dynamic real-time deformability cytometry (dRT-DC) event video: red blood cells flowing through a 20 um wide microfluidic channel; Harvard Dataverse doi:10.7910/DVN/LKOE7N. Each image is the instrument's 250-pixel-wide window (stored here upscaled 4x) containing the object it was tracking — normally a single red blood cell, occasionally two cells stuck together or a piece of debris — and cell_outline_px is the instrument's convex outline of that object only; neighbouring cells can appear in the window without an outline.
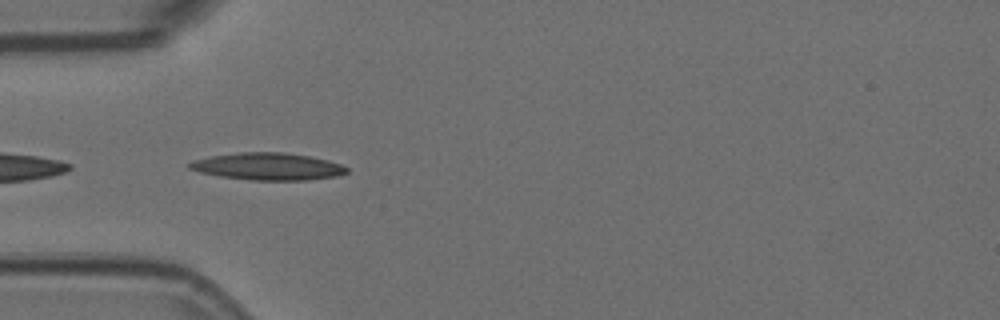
{"species": "Egyptian fruit bat (a non-hibernating species)", "species_latin": "Rousettus aegyptiacus", "temperature_condition": "room temperature", "stored_images_in_passage": 4, "camera_frame_rate_fps": 3000, "um_per_image_px": 0.085, "animal": {"sex": "female"}, "frame": {"image": 1, "passage_image": 1, "time_ms": 0.0, "image_size_px": [1000, 320], "cell_outline_px": [[348, 172], [336, 176], [308, 180], [252, 180], [220, 176], [200, 172], [188, 168], [184, 164], [192, 160], [212, 156], [240, 152], [284, 152], [308, 156], [328, 160], [340, 164], [348, 168]], "centroid_in_image_um": [22.73, 14.15], "position_along_channel_um": 62.3, "area_um2": 24.91}}
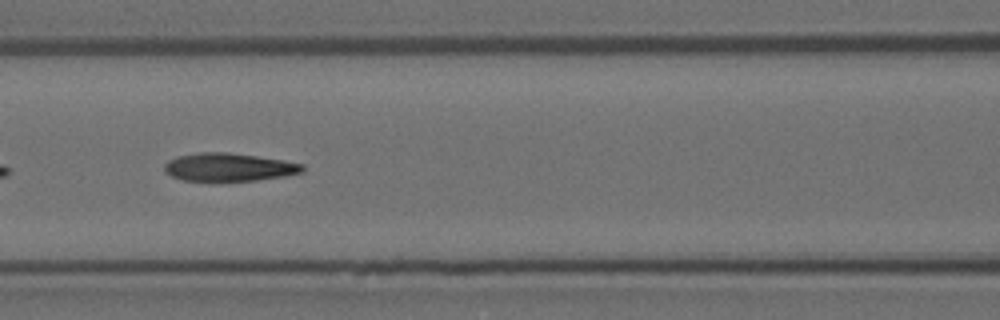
{"frame": {"image": 2, "passage_image": 3, "time_ms": 0.667, "image_size_px": [1000, 320], "cell_outline_px": [[304, 172], [284, 176], [256, 180], [184, 180], [172, 176], [164, 172], [164, 164], [168, 160], [180, 156], [200, 152], [228, 152], [284, 160], [304, 164]], "centroid_in_image_um": [19.47, 14.2], "position_along_channel_um": 147.1, "area_um2": 22.37}}
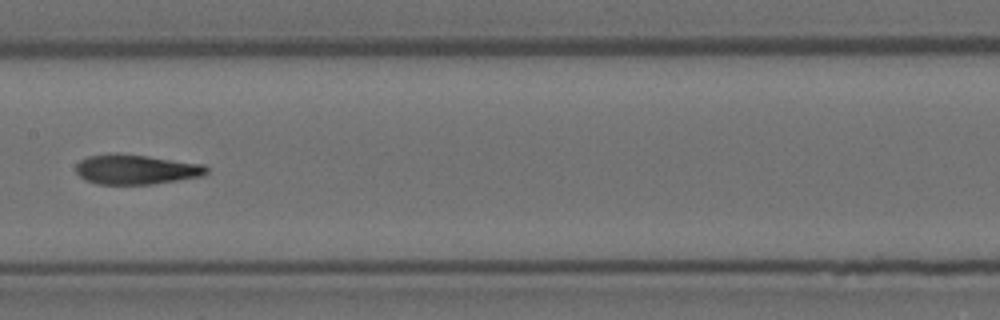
{"frame": {"image": 3, "passage_image": 4, "time_ms": 1.0, "image_size_px": [1000, 320], "cell_outline_px": [[208, 172], [204, 176], [152, 184], [96, 184], [84, 180], [76, 172], [76, 164], [80, 160], [88, 156], [112, 152], [116, 152], [148, 156], [204, 164], [208, 168]], "centroid_in_image_um": [11.55, 14.39], "position_along_channel_um": 195.9, "area_um2": 23.0}}